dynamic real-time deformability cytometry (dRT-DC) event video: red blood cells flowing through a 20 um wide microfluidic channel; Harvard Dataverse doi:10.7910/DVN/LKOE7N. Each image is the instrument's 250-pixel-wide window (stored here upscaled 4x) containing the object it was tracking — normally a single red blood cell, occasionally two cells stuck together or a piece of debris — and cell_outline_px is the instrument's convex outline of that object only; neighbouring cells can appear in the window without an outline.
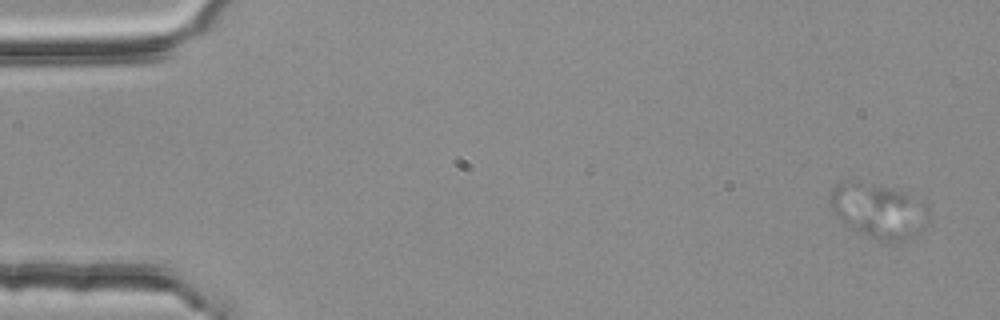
{"species": "common noctule bat (a hibernating species)", "species_latin": "Nyctalus noctula", "temperature_condition": "room temperature", "stored_images_in_passage": 2, "segment_of_instrument_passage": [2, 2], "camera_frame_rate_fps": 3000, "um_per_image_px": 0.085, "animal": {"sex": "female", "body_mass_g": 25.1}, "frame": {"image": 1, "passage_image": 2, "time_ms": 0.333, "image_size_px": [1000, 320], "cell_outline_px": [[928, 216], [920, 232], [908, 240], [900, 244], [888, 244], [864, 236], [844, 224], [840, 220], [832, 208], [828, 200], [828, 196], [832, 188], [840, 180], [888, 188], [924, 196], [928, 204]], "centroid_in_image_um": [74.73, 17.96], "position_along_channel_um": 10.3, "area_um2": 32.37}}